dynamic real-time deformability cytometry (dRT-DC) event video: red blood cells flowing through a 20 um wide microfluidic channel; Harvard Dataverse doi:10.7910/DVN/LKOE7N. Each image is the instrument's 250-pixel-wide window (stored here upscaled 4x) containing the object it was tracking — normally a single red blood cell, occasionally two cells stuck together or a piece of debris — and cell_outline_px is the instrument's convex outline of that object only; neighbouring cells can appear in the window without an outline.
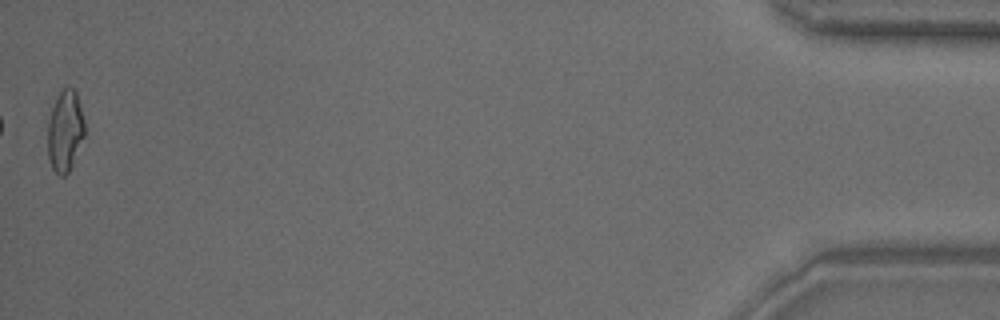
{"species": "common noctule bat (a hibernating species)", "species_latin": "Nyctalus noctula", "temperature_condition": "warm", "stored_images_in_passage": 48, "camera_frame_rate_fps": 3000, "um_per_image_px": 0.085, "animal": {"sex": "male", "body_mass_g": 18.8}, "frame": {"image": 1, "passage_image": 48, "time_ms": 15.667, "image_size_px": [1000, 320], "cell_outline_px": [[84, 136], [72, 164], [68, 172], [64, 176], [60, 176], [52, 168], [48, 156], [48, 120], [52, 108], [60, 92], [64, 88], [72, 88], [76, 92], [84, 120]], "centroid_in_image_um": [5.52, 11.15], "position_along_channel_um": 429.7, "area_um2": 17.11}}